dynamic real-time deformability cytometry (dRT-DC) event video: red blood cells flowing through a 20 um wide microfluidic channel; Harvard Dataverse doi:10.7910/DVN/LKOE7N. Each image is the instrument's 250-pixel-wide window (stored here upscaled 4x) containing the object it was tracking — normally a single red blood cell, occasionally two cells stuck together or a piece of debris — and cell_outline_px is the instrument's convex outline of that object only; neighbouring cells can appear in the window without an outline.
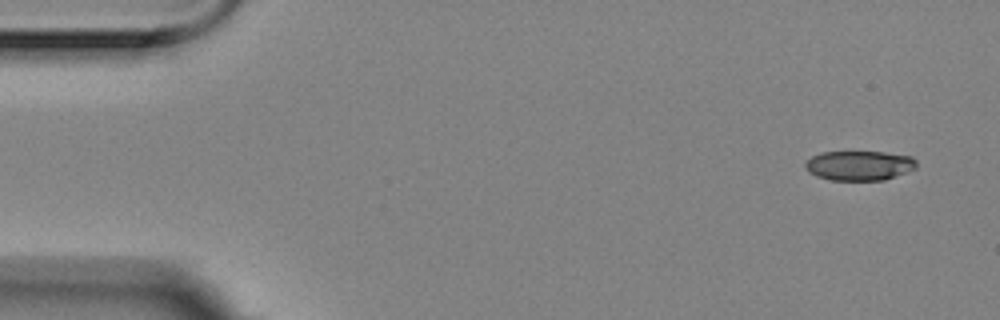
{"species": "Egyptian fruit bat (a non-hibernating species)", "species_latin": "Rousettus aegyptiacus", "temperature_condition": "room temperature", "stored_images_in_passage": 5, "camera_frame_rate_fps": 3000, "um_per_image_px": 0.085, "animal": {"sex": "female"}, "frame": {"image": 1, "passage_image": 1, "time_ms": 0.0, "image_size_px": [1000, 320], "cell_outline_px": [[916, 168], [884, 180], [832, 180], [816, 176], [808, 172], [804, 164], [812, 156], [820, 152], [884, 152], [912, 156], [916, 160]], "centroid_in_image_um": [73.03, 14.06], "position_along_channel_um": 12.0, "area_um2": 19.19}}
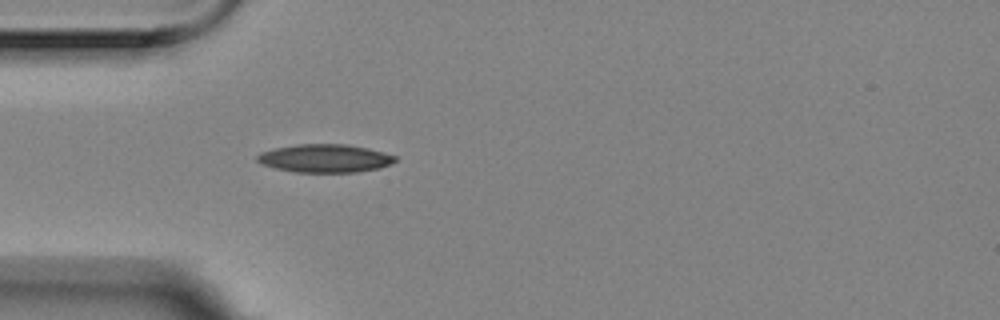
{"frame": {"image": 2, "passage_image": 5, "time_ms": 1.333, "image_size_px": [1000, 320], "cell_outline_px": [[396, 160], [392, 164], [380, 168], [356, 172], [296, 172], [276, 168], [260, 164], [256, 160], [256, 156], [260, 152], [276, 148], [300, 144], [348, 144], [368, 148], [384, 152], [396, 156]], "centroid_in_image_um": [27.63, 13.46], "position_along_channel_um": 57.4, "area_um2": 22.72}}